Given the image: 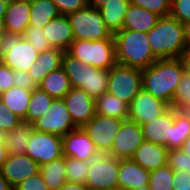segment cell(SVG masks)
Masks as SVG:
<instances>
[{"label":"cell","mask_w":190,"mask_h":190,"mask_svg":"<svg viewBox=\"0 0 190 190\" xmlns=\"http://www.w3.org/2000/svg\"><path fill=\"white\" fill-rule=\"evenodd\" d=\"M183 75L184 68L179 57L157 59L142 69V89L171 107Z\"/></svg>","instance_id":"cell-1"},{"label":"cell","mask_w":190,"mask_h":190,"mask_svg":"<svg viewBox=\"0 0 190 190\" xmlns=\"http://www.w3.org/2000/svg\"><path fill=\"white\" fill-rule=\"evenodd\" d=\"M147 35L150 48L157 59L177 58L187 50L184 25L171 15L160 17Z\"/></svg>","instance_id":"cell-2"},{"label":"cell","mask_w":190,"mask_h":190,"mask_svg":"<svg viewBox=\"0 0 190 190\" xmlns=\"http://www.w3.org/2000/svg\"><path fill=\"white\" fill-rule=\"evenodd\" d=\"M113 37L117 63L144 69L157 60L150 48L147 33L120 30Z\"/></svg>","instance_id":"cell-3"},{"label":"cell","mask_w":190,"mask_h":190,"mask_svg":"<svg viewBox=\"0 0 190 190\" xmlns=\"http://www.w3.org/2000/svg\"><path fill=\"white\" fill-rule=\"evenodd\" d=\"M62 68L70 79L73 88H80L92 99L107 92L109 70H102L83 64L79 59L64 52Z\"/></svg>","instance_id":"cell-4"},{"label":"cell","mask_w":190,"mask_h":190,"mask_svg":"<svg viewBox=\"0 0 190 190\" xmlns=\"http://www.w3.org/2000/svg\"><path fill=\"white\" fill-rule=\"evenodd\" d=\"M67 52L83 64L110 70L116 63L114 39L74 40Z\"/></svg>","instance_id":"cell-5"},{"label":"cell","mask_w":190,"mask_h":190,"mask_svg":"<svg viewBox=\"0 0 190 190\" xmlns=\"http://www.w3.org/2000/svg\"><path fill=\"white\" fill-rule=\"evenodd\" d=\"M38 55L21 34L6 31L0 37V61L13 71H29Z\"/></svg>","instance_id":"cell-6"},{"label":"cell","mask_w":190,"mask_h":190,"mask_svg":"<svg viewBox=\"0 0 190 190\" xmlns=\"http://www.w3.org/2000/svg\"><path fill=\"white\" fill-rule=\"evenodd\" d=\"M74 40L114 39L106 28L98 8L87 5L85 8L67 15Z\"/></svg>","instance_id":"cell-7"},{"label":"cell","mask_w":190,"mask_h":190,"mask_svg":"<svg viewBox=\"0 0 190 190\" xmlns=\"http://www.w3.org/2000/svg\"><path fill=\"white\" fill-rule=\"evenodd\" d=\"M141 90L142 69L116 63L109 70V94L129 105Z\"/></svg>","instance_id":"cell-8"},{"label":"cell","mask_w":190,"mask_h":190,"mask_svg":"<svg viewBox=\"0 0 190 190\" xmlns=\"http://www.w3.org/2000/svg\"><path fill=\"white\" fill-rule=\"evenodd\" d=\"M120 160L105 153H98L90 160L85 185L90 190H118Z\"/></svg>","instance_id":"cell-9"},{"label":"cell","mask_w":190,"mask_h":190,"mask_svg":"<svg viewBox=\"0 0 190 190\" xmlns=\"http://www.w3.org/2000/svg\"><path fill=\"white\" fill-rule=\"evenodd\" d=\"M33 129L61 137L78 128L66 108L63 98L53 99L49 111L32 123Z\"/></svg>","instance_id":"cell-10"},{"label":"cell","mask_w":190,"mask_h":190,"mask_svg":"<svg viewBox=\"0 0 190 190\" xmlns=\"http://www.w3.org/2000/svg\"><path fill=\"white\" fill-rule=\"evenodd\" d=\"M124 120L96 114L82 128L88 134L99 153L108 154Z\"/></svg>","instance_id":"cell-11"},{"label":"cell","mask_w":190,"mask_h":190,"mask_svg":"<svg viewBox=\"0 0 190 190\" xmlns=\"http://www.w3.org/2000/svg\"><path fill=\"white\" fill-rule=\"evenodd\" d=\"M40 166L63 156L62 137L33 129L25 151Z\"/></svg>","instance_id":"cell-12"},{"label":"cell","mask_w":190,"mask_h":190,"mask_svg":"<svg viewBox=\"0 0 190 190\" xmlns=\"http://www.w3.org/2000/svg\"><path fill=\"white\" fill-rule=\"evenodd\" d=\"M169 108L168 104L142 89L129 104L128 120L142 126L159 117Z\"/></svg>","instance_id":"cell-13"},{"label":"cell","mask_w":190,"mask_h":190,"mask_svg":"<svg viewBox=\"0 0 190 190\" xmlns=\"http://www.w3.org/2000/svg\"><path fill=\"white\" fill-rule=\"evenodd\" d=\"M143 141L142 127L136 122L124 120L108 154L119 160L131 159Z\"/></svg>","instance_id":"cell-14"},{"label":"cell","mask_w":190,"mask_h":190,"mask_svg":"<svg viewBox=\"0 0 190 190\" xmlns=\"http://www.w3.org/2000/svg\"><path fill=\"white\" fill-rule=\"evenodd\" d=\"M1 174L15 188L20 182L40 172V165L27 154H9Z\"/></svg>","instance_id":"cell-15"},{"label":"cell","mask_w":190,"mask_h":190,"mask_svg":"<svg viewBox=\"0 0 190 190\" xmlns=\"http://www.w3.org/2000/svg\"><path fill=\"white\" fill-rule=\"evenodd\" d=\"M63 99L73 123L78 128H82L96 115L94 99L80 88L72 87Z\"/></svg>","instance_id":"cell-16"},{"label":"cell","mask_w":190,"mask_h":190,"mask_svg":"<svg viewBox=\"0 0 190 190\" xmlns=\"http://www.w3.org/2000/svg\"><path fill=\"white\" fill-rule=\"evenodd\" d=\"M63 156L90 161L99 152L83 128H76L62 137Z\"/></svg>","instance_id":"cell-17"},{"label":"cell","mask_w":190,"mask_h":190,"mask_svg":"<svg viewBox=\"0 0 190 190\" xmlns=\"http://www.w3.org/2000/svg\"><path fill=\"white\" fill-rule=\"evenodd\" d=\"M175 109L170 107L165 113L151 122L143 124V138L146 141L160 144L171 149L172 124L174 123Z\"/></svg>","instance_id":"cell-18"},{"label":"cell","mask_w":190,"mask_h":190,"mask_svg":"<svg viewBox=\"0 0 190 190\" xmlns=\"http://www.w3.org/2000/svg\"><path fill=\"white\" fill-rule=\"evenodd\" d=\"M150 171L144 169L132 159H121L118 190H134L149 185Z\"/></svg>","instance_id":"cell-19"},{"label":"cell","mask_w":190,"mask_h":190,"mask_svg":"<svg viewBox=\"0 0 190 190\" xmlns=\"http://www.w3.org/2000/svg\"><path fill=\"white\" fill-rule=\"evenodd\" d=\"M42 29L45 38L53 48L67 51L74 41L72 28L67 15H59Z\"/></svg>","instance_id":"cell-20"},{"label":"cell","mask_w":190,"mask_h":190,"mask_svg":"<svg viewBox=\"0 0 190 190\" xmlns=\"http://www.w3.org/2000/svg\"><path fill=\"white\" fill-rule=\"evenodd\" d=\"M30 9V0H10L4 16L5 30L22 35L29 26Z\"/></svg>","instance_id":"cell-21"},{"label":"cell","mask_w":190,"mask_h":190,"mask_svg":"<svg viewBox=\"0 0 190 190\" xmlns=\"http://www.w3.org/2000/svg\"><path fill=\"white\" fill-rule=\"evenodd\" d=\"M168 148L164 145L144 140L132 156V160L144 169L152 171L167 164Z\"/></svg>","instance_id":"cell-22"},{"label":"cell","mask_w":190,"mask_h":190,"mask_svg":"<svg viewBox=\"0 0 190 190\" xmlns=\"http://www.w3.org/2000/svg\"><path fill=\"white\" fill-rule=\"evenodd\" d=\"M64 52L58 48H51L38 55L28 71L37 86L46 75L62 67Z\"/></svg>","instance_id":"cell-23"},{"label":"cell","mask_w":190,"mask_h":190,"mask_svg":"<svg viewBox=\"0 0 190 190\" xmlns=\"http://www.w3.org/2000/svg\"><path fill=\"white\" fill-rule=\"evenodd\" d=\"M161 16L142 7L130 4L121 30L150 32Z\"/></svg>","instance_id":"cell-24"},{"label":"cell","mask_w":190,"mask_h":190,"mask_svg":"<svg viewBox=\"0 0 190 190\" xmlns=\"http://www.w3.org/2000/svg\"><path fill=\"white\" fill-rule=\"evenodd\" d=\"M129 6V0H110L98 8L105 26L111 34H115L122 29Z\"/></svg>","instance_id":"cell-25"},{"label":"cell","mask_w":190,"mask_h":190,"mask_svg":"<svg viewBox=\"0 0 190 190\" xmlns=\"http://www.w3.org/2000/svg\"><path fill=\"white\" fill-rule=\"evenodd\" d=\"M37 87L54 99L64 98L72 89L70 79L62 67L46 75Z\"/></svg>","instance_id":"cell-26"},{"label":"cell","mask_w":190,"mask_h":190,"mask_svg":"<svg viewBox=\"0 0 190 190\" xmlns=\"http://www.w3.org/2000/svg\"><path fill=\"white\" fill-rule=\"evenodd\" d=\"M32 131V124L23 121L14 130L3 133V141L9 154H25Z\"/></svg>","instance_id":"cell-27"},{"label":"cell","mask_w":190,"mask_h":190,"mask_svg":"<svg viewBox=\"0 0 190 190\" xmlns=\"http://www.w3.org/2000/svg\"><path fill=\"white\" fill-rule=\"evenodd\" d=\"M32 91L33 90L12 87L9 91L0 95V100L10 109V112L26 122V115Z\"/></svg>","instance_id":"cell-28"},{"label":"cell","mask_w":190,"mask_h":190,"mask_svg":"<svg viewBox=\"0 0 190 190\" xmlns=\"http://www.w3.org/2000/svg\"><path fill=\"white\" fill-rule=\"evenodd\" d=\"M96 114L128 120L129 105L108 92L94 100Z\"/></svg>","instance_id":"cell-29"},{"label":"cell","mask_w":190,"mask_h":190,"mask_svg":"<svg viewBox=\"0 0 190 190\" xmlns=\"http://www.w3.org/2000/svg\"><path fill=\"white\" fill-rule=\"evenodd\" d=\"M29 26L44 28L51 20L58 17L60 13L52 0H30Z\"/></svg>","instance_id":"cell-30"},{"label":"cell","mask_w":190,"mask_h":190,"mask_svg":"<svg viewBox=\"0 0 190 190\" xmlns=\"http://www.w3.org/2000/svg\"><path fill=\"white\" fill-rule=\"evenodd\" d=\"M40 174L49 190H59L67 181L65 156L40 166Z\"/></svg>","instance_id":"cell-31"},{"label":"cell","mask_w":190,"mask_h":190,"mask_svg":"<svg viewBox=\"0 0 190 190\" xmlns=\"http://www.w3.org/2000/svg\"><path fill=\"white\" fill-rule=\"evenodd\" d=\"M53 99V97L38 87L33 89L27 110L26 122L32 124L38 118H41V116L49 111Z\"/></svg>","instance_id":"cell-32"},{"label":"cell","mask_w":190,"mask_h":190,"mask_svg":"<svg viewBox=\"0 0 190 190\" xmlns=\"http://www.w3.org/2000/svg\"><path fill=\"white\" fill-rule=\"evenodd\" d=\"M66 177L68 182L85 184L90 161H81L75 158L65 157Z\"/></svg>","instance_id":"cell-33"},{"label":"cell","mask_w":190,"mask_h":190,"mask_svg":"<svg viewBox=\"0 0 190 190\" xmlns=\"http://www.w3.org/2000/svg\"><path fill=\"white\" fill-rule=\"evenodd\" d=\"M174 171L168 164L150 171L151 190H173Z\"/></svg>","instance_id":"cell-34"},{"label":"cell","mask_w":190,"mask_h":190,"mask_svg":"<svg viewBox=\"0 0 190 190\" xmlns=\"http://www.w3.org/2000/svg\"><path fill=\"white\" fill-rule=\"evenodd\" d=\"M190 136V120L181 116L175 110L174 123L172 124L171 149L181 148L184 141Z\"/></svg>","instance_id":"cell-35"},{"label":"cell","mask_w":190,"mask_h":190,"mask_svg":"<svg viewBox=\"0 0 190 190\" xmlns=\"http://www.w3.org/2000/svg\"><path fill=\"white\" fill-rule=\"evenodd\" d=\"M22 37L27 40L39 54L53 48L45 38L42 28L28 26L22 34Z\"/></svg>","instance_id":"cell-36"},{"label":"cell","mask_w":190,"mask_h":190,"mask_svg":"<svg viewBox=\"0 0 190 190\" xmlns=\"http://www.w3.org/2000/svg\"><path fill=\"white\" fill-rule=\"evenodd\" d=\"M167 164L174 172H190V157L178 149H168Z\"/></svg>","instance_id":"cell-37"},{"label":"cell","mask_w":190,"mask_h":190,"mask_svg":"<svg viewBox=\"0 0 190 190\" xmlns=\"http://www.w3.org/2000/svg\"><path fill=\"white\" fill-rule=\"evenodd\" d=\"M130 4L142 7L159 16H167L170 13L171 0H129Z\"/></svg>","instance_id":"cell-38"},{"label":"cell","mask_w":190,"mask_h":190,"mask_svg":"<svg viewBox=\"0 0 190 190\" xmlns=\"http://www.w3.org/2000/svg\"><path fill=\"white\" fill-rule=\"evenodd\" d=\"M23 120L0 100V134L14 130Z\"/></svg>","instance_id":"cell-39"},{"label":"cell","mask_w":190,"mask_h":190,"mask_svg":"<svg viewBox=\"0 0 190 190\" xmlns=\"http://www.w3.org/2000/svg\"><path fill=\"white\" fill-rule=\"evenodd\" d=\"M169 15L182 24L190 22V0H171Z\"/></svg>","instance_id":"cell-40"},{"label":"cell","mask_w":190,"mask_h":190,"mask_svg":"<svg viewBox=\"0 0 190 190\" xmlns=\"http://www.w3.org/2000/svg\"><path fill=\"white\" fill-rule=\"evenodd\" d=\"M177 105H190V78L185 74L180 80L171 107L175 108Z\"/></svg>","instance_id":"cell-41"},{"label":"cell","mask_w":190,"mask_h":190,"mask_svg":"<svg viewBox=\"0 0 190 190\" xmlns=\"http://www.w3.org/2000/svg\"><path fill=\"white\" fill-rule=\"evenodd\" d=\"M52 2L56 5L60 15H68L88 5L87 0H52Z\"/></svg>","instance_id":"cell-42"},{"label":"cell","mask_w":190,"mask_h":190,"mask_svg":"<svg viewBox=\"0 0 190 190\" xmlns=\"http://www.w3.org/2000/svg\"><path fill=\"white\" fill-rule=\"evenodd\" d=\"M14 190H49L40 172L20 182Z\"/></svg>","instance_id":"cell-43"},{"label":"cell","mask_w":190,"mask_h":190,"mask_svg":"<svg viewBox=\"0 0 190 190\" xmlns=\"http://www.w3.org/2000/svg\"><path fill=\"white\" fill-rule=\"evenodd\" d=\"M14 71L0 61V95L14 87Z\"/></svg>","instance_id":"cell-44"},{"label":"cell","mask_w":190,"mask_h":190,"mask_svg":"<svg viewBox=\"0 0 190 190\" xmlns=\"http://www.w3.org/2000/svg\"><path fill=\"white\" fill-rule=\"evenodd\" d=\"M13 78L14 87L24 88L27 90H33L37 88V85L32 80L28 71L14 70Z\"/></svg>","instance_id":"cell-45"},{"label":"cell","mask_w":190,"mask_h":190,"mask_svg":"<svg viewBox=\"0 0 190 190\" xmlns=\"http://www.w3.org/2000/svg\"><path fill=\"white\" fill-rule=\"evenodd\" d=\"M173 190H190V172H174Z\"/></svg>","instance_id":"cell-46"},{"label":"cell","mask_w":190,"mask_h":190,"mask_svg":"<svg viewBox=\"0 0 190 190\" xmlns=\"http://www.w3.org/2000/svg\"><path fill=\"white\" fill-rule=\"evenodd\" d=\"M179 58L183 64L184 74L190 78V50H186Z\"/></svg>","instance_id":"cell-47"},{"label":"cell","mask_w":190,"mask_h":190,"mask_svg":"<svg viewBox=\"0 0 190 190\" xmlns=\"http://www.w3.org/2000/svg\"><path fill=\"white\" fill-rule=\"evenodd\" d=\"M59 190H90L85 184L66 181Z\"/></svg>","instance_id":"cell-48"},{"label":"cell","mask_w":190,"mask_h":190,"mask_svg":"<svg viewBox=\"0 0 190 190\" xmlns=\"http://www.w3.org/2000/svg\"><path fill=\"white\" fill-rule=\"evenodd\" d=\"M9 155L8 150L5 147L2 134H0V169Z\"/></svg>","instance_id":"cell-49"},{"label":"cell","mask_w":190,"mask_h":190,"mask_svg":"<svg viewBox=\"0 0 190 190\" xmlns=\"http://www.w3.org/2000/svg\"><path fill=\"white\" fill-rule=\"evenodd\" d=\"M181 116L190 120V105H177L174 108Z\"/></svg>","instance_id":"cell-50"},{"label":"cell","mask_w":190,"mask_h":190,"mask_svg":"<svg viewBox=\"0 0 190 190\" xmlns=\"http://www.w3.org/2000/svg\"><path fill=\"white\" fill-rule=\"evenodd\" d=\"M184 39L187 50H190V22L184 23Z\"/></svg>","instance_id":"cell-51"},{"label":"cell","mask_w":190,"mask_h":190,"mask_svg":"<svg viewBox=\"0 0 190 190\" xmlns=\"http://www.w3.org/2000/svg\"><path fill=\"white\" fill-rule=\"evenodd\" d=\"M0 190H14V188L9 184V182L3 177L0 172Z\"/></svg>","instance_id":"cell-52"},{"label":"cell","mask_w":190,"mask_h":190,"mask_svg":"<svg viewBox=\"0 0 190 190\" xmlns=\"http://www.w3.org/2000/svg\"><path fill=\"white\" fill-rule=\"evenodd\" d=\"M110 0H87L88 5L92 6L94 8H99L102 5L106 4L107 2H109Z\"/></svg>","instance_id":"cell-53"},{"label":"cell","mask_w":190,"mask_h":190,"mask_svg":"<svg viewBox=\"0 0 190 190\" xmlns=\"http://www.w3.org/2000/svg\"><path fill=\"white\" fill-rule=\"evenodd\" d=\"M180 149L183 153L190 157V136L184 141Z\"/></svg>","instance_id":"cell-54"},{"label":"cell","mask_w":190,"mask_h":190,"mask_svg":"<svg viewBox=\"0 0 190 190\" xmlns=\"http://www.w3.org/2000/svg\"><path fill=\"white\" fill-rule=\"evenodd\" d=\"M9 1L0 0V19H4Z\"/></svg>","instance_id":"cell-55"},{"label":"cell","mask_w":190,"mask_h":190,"mask_svg":"<svg viewBox=\"0 0 190 190\" xmlns=\"http://www.w3.org/2000/svg\"><path fill=\"white\" fill-rule=\"evenodd\" d=\"M6 32L4 19H0V37Z\"/></svg>","instance_id":"cell-56"},{"label":"cell","mask_w":190,"mask_h":190,"mask_svg":"<svg viewBox=\"0 0 190 190\" xmlns=\"http://www.w3.org/2000/svg\"><path fill=\"white\" fill-rule=\"evenodd\" d=\"M134 190H151L149 185L142 186L140 188L134 189Z\"/></svg>","instance_id":"cell-57"}]
</instances>
